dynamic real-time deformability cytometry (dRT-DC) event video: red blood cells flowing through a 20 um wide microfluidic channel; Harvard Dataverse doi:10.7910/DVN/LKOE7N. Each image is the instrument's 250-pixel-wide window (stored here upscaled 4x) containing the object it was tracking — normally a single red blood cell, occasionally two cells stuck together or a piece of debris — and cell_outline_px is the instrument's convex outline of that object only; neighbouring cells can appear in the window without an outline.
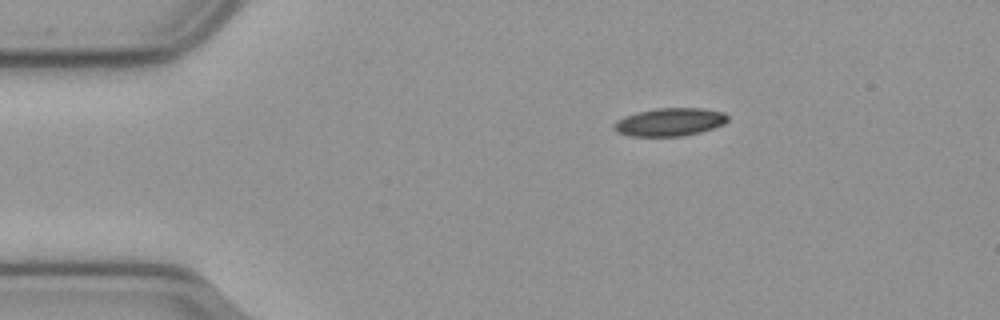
{"species": "common noctule bat (a hibernating species)", "species_latin": "Nyctalus noctula", "temperature_condition": "cold", "stored_images_in_passage": 48, "camera_frame_rate_fps": 3000, "um_per_image_px": 0.085, "animal": {"sex": "male", "body_mass_g": 23.1, "forearm_length_mm": 52.7}, "frame": {"image": 1, "passage_image": 1, "time_ms": 0.0, "image_size_px": [1000, 320], "cell_outline_px": [[728, 120], [724, 124], [700, 132], [684, 136], [628, 136], [616, 132], [612, 128], [612, 124], [616, 120], [640, 112], [656, 108], [700, 108], [724, 112], [728, 116]], "centroid_in_image_um": [56.92, 10.38], "position_along_channel_um": 28.1, "area_um2": 18.55}}
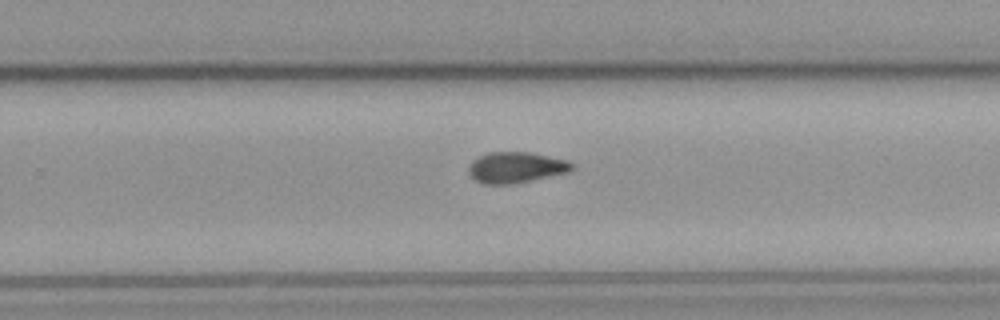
{"frame": {"image": 2, "passage_image": 27, "time_ms": 8.667, "image_size_px": [1000, 320], "cell_outline_px": [[572, 168], [568, 172], [508, 184], [484, 184], [476, 180], [468, 172], [468, 168], [472, 160], [488, 152], [532, 152], [568, 160], [572, 164]], "centroid_in_image_um": [43.83, 14.21], "position_along_channel_um": 286.0, "area_um2": 18.32}}
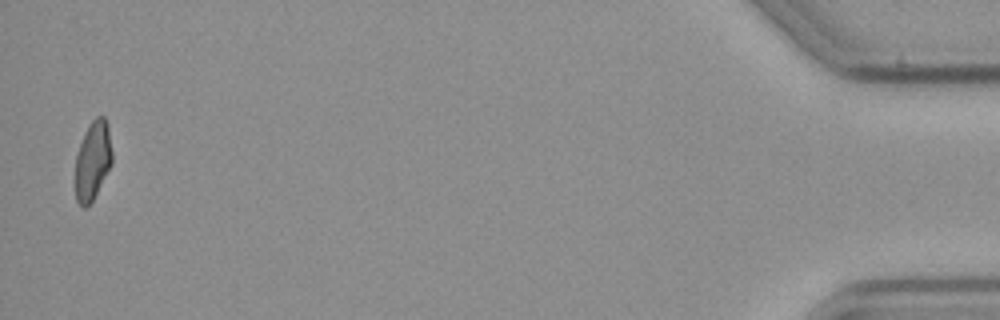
{"frame": {"image": 3, "passage_image": 47, "time_ms": 15.333, "image_size_px": [1000, 320], "cell_outline_px": [[112, 164], [92, 200], [84, 208], [76, 200], [76, 156], [84, 132], [88, 124], [96, 116], [104, 116], [108, 124], [112, 152]], "centroid_in_image_um": [7.89, 13.59], "position_along_channel_um": 427.3, "area_um2": 16.76}, "authors_computed_cell_mechanics": {"area_um2": 18.5827, "velocity_mm_per_s": 3.6059, "shape_relaxation_time_tau1_ms": 10.0812, "shape_relaxation_time_tau2_ms": 9.0732, "deformation_change_tau1": 0.1881, "deformation_change_tau2": 0.1552}}